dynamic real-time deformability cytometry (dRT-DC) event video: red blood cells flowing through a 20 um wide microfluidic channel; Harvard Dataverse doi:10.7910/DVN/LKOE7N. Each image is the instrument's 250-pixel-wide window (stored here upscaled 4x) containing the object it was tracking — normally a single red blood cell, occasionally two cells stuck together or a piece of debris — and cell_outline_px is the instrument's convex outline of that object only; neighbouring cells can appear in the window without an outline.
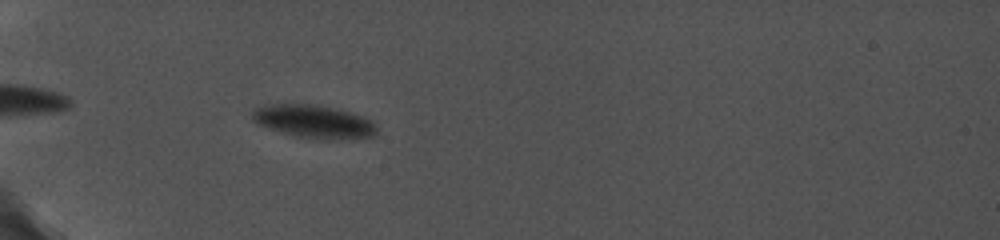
{"species": "common noctule bat (a hibernating species)", "species_latin": "Nyctalus noctula", "temperature_condition": "cold", "stored_images_in_passage": 34, "camera_frame_rate_fps": 5000, "um_per_image_px": 0.085, "animal": {"sex": "female", "body_mass_g": 19.0, "forearm_length_mm": 56.7}, "frame": {"image": 1, "passage_image": 6, "time_ms": 1.4, "image_size_px": [1000, 240], "cell_outline_px": [[376, 136], [300, 136], [284, 132], [260, 124], [252, 120], [252, 108], [264, 104], [316, 104], [364, 116], [372, 120], [376, 124]], "centroid_in_image_um": [26.61, 10.24], "position_along_channel_um": 58.4, "area_um2": 22.66}}
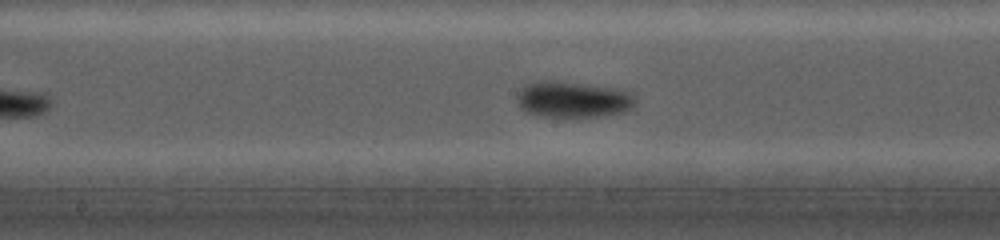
{"frame": {"image": 2, "passage_image": 17, "time_ms": 5.8, "image_size_px": [1000, 240], "cell_outline_px": [[636, 104], [632, 108], [624, 112], [604, 116], [540, 116], [524, 112], [520, 108], [520, 88], [524, 84], [536, 80], [552, 80], [616, 88], [632, 92], [636, 96]], "centroid_in_image_um": [48.75, 8.44], "position_along_channel_um": 199.5, "area_um2": 25.09}}
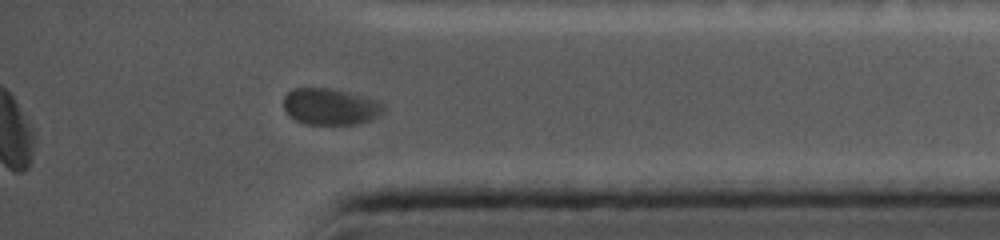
{"frame": {"image": 3, "passage_image": 31, "time_ms": 11.4, "image_size_px": [1000, 240], "cell_outline_px": [[384, 108], [376, 116], [368, 120], [356, 124], [308, 124], [296, 120], [284, 108], [284, 96], [292, 88], [332, 88], [348, 92], [376, 100]], "centroid_in_image_um": [28.03, 9.05], "position_along_channel_um": 407.2, "area_um2": 20.75}}